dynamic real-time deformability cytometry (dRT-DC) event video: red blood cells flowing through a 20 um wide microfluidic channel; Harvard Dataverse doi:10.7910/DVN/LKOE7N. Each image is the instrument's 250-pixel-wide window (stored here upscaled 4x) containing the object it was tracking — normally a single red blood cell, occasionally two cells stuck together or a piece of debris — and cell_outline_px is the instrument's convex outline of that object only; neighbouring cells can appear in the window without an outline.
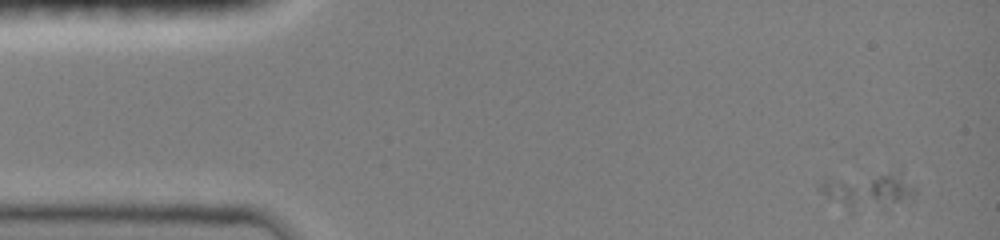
{"species": "common noctule bat (a hibernating species)", "species_latin": "Nyctalus noctula", "temperature_condition": "room temperature", "stored_images_in_passage": 46, "camera_frame_rate_fps": 3000, "um_per_image_px": 0.085, "animal": {"sex": "female", "body_mass_g": 19.0, "forearm_length_mm": 51.5}, "frame": {"image": 1, "passage_image": 1, "time_ms": 0.0, "image_size_px": [1000, 240], "cell_outline_px": [[916, 192], [888, 208], [852, 212], [848, 212], [820, 192], [816, 188], [816, 184], [824, 180], [900, 168], [916, 188]], "centroid_in_image_um": [73.79, 16.17], "position_along_channel_um": 11.2, "area_um2": 20.92}}
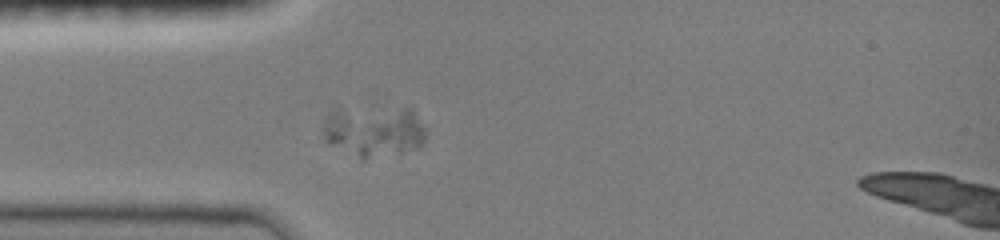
{"frame": {"image": 2, "passage_image": 12, "time_ms": 3.667, "image_size_px": [1000, 240], "cell_outline_px": [[424, 140], [420, 144], [400, 152], [368, 156], [360, 156], [332, 144], [324, 136], [320, 128], [324, 116], [336, 104], [340, 104], [412, 108], [424, 128]], "centroid_in_image_um": [31.66, 10.97], "position_along_channel_um": 53.3, "area_um2": 30.92}}